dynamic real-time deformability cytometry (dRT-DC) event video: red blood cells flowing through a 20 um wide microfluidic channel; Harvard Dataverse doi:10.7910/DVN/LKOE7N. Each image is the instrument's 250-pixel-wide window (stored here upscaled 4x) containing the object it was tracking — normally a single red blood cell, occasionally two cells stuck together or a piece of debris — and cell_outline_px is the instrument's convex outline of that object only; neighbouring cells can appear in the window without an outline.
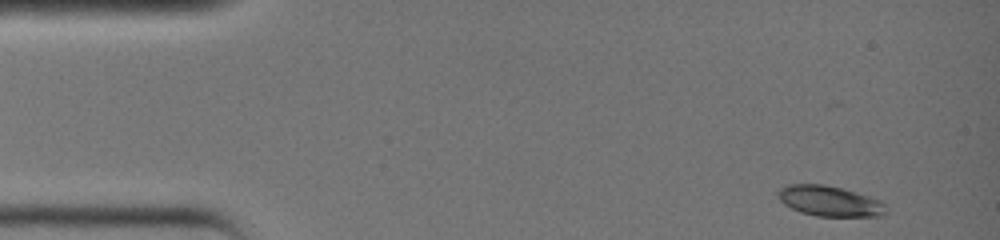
{"species": "common noctule bat (a hibernating species)", "species_latin": "Nyctalus noctula", "temperature_condition": "warm", "stored_images_in_passage": 33, "camera_frame_rate_fps": 3000, "um_per_image_px": 0.085, "animal": {"sex": "female", "body_mass_g": 19.0, "forearm_length_mm": 51.5}, "frame": {"image": 1, "passage_image": 1, "time_ms": 0.0, "image_size_px": [1000, 240], "cell_outline_px": [[888, 212], [884, 216], [816, 216], [800, 212], [784, 204], [780, 200], [776, 192], [780, 188], [788, 184], [824, 184], [840, 188], [868, 196], [880, 200], [884, 204]], "centroid_in_image_um": [70.51, 17.09], "position_along_channel_um": 14.5, "area_um2": 19.13}}
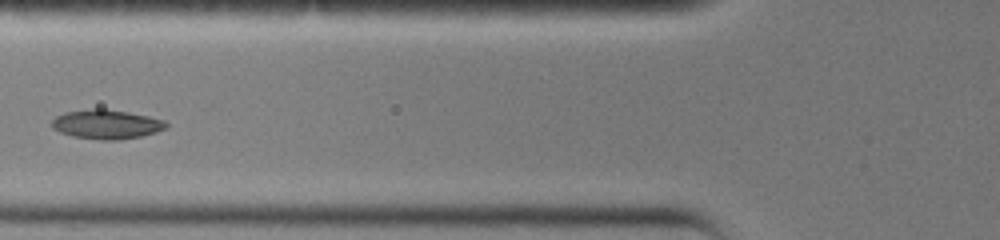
{"frame": {"image": 2, "passage_image": 13, "time_ms": 4.0, "image_size_px": [1000, 240], "cell_outline_px": [[168, 124], [164, 128], [156, 132], [140, 136], [120, 140], [100, 140], [72, 136], [60, 132], [52, 128], [52, 120], [56, 116], [64, 112], [96, 108], [104, 108], [128, 112], [148, 116], [164, 120]], "centroid_in_image_um": [9.03, 10.56], "position_along_channel_um": 116.8, "area_um2": 19.48}}
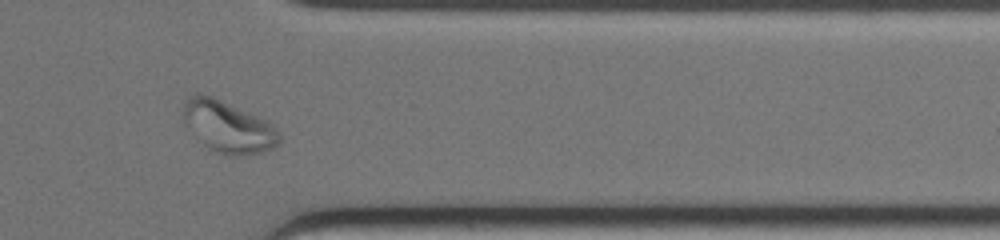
{"frame": {"image": 3, "passage_image": 29, "time_ms": 9.333, "image_size_px": [1000, 240], "cell_outline_px": [[280, 144], [276, 148], [264, 152], [236, 156], [228, 156], [216, 152], [208, 148], [196, 136], [184, 120], [184, 104], [192, 92], [200, 92], [212, 96], [256, 116], [272, 124], [276, 128], [280, 136]], "centroid_in_image_um": [19.41, 10.79], "position_along_channel_um": 392.0, "area_um2": 28.67}}